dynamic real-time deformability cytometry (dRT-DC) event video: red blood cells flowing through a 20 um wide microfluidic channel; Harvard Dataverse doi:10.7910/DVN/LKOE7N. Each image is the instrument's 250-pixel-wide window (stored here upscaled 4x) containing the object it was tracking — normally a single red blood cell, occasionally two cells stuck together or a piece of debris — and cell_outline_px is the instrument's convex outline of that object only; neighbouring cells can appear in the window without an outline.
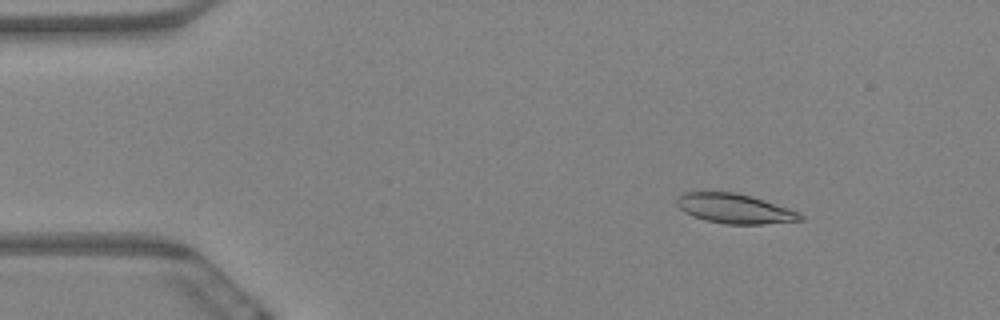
{"species": "Egyptian fruit bat (a non-hibernating species)", "species_latin": "Rousettus aegyptiacus", "temperature_condition": "warm", "stored_images_in_passage": 7, "camera_frame_rate_fps": 3000, "um_per_image_px": 0.085, "animal": {"sex": "female"}, "frame": {"image": 1, "passage_image": 3, "time_ms": 0.667, "image_size_px": [1000, 320], "cell_outline_px": [[804, 220], [764, 224], [724, 224], [704, 220], [692, 216], [684, 212], [676, 204], [676, 200], [684, 192], [736, 192], [764, 200], [788, 208], [804, 216]], "centroid_in_image_um": [62.43, 17.74], "position_along_channel_um": 22.6, "area_um2": 21.27}}
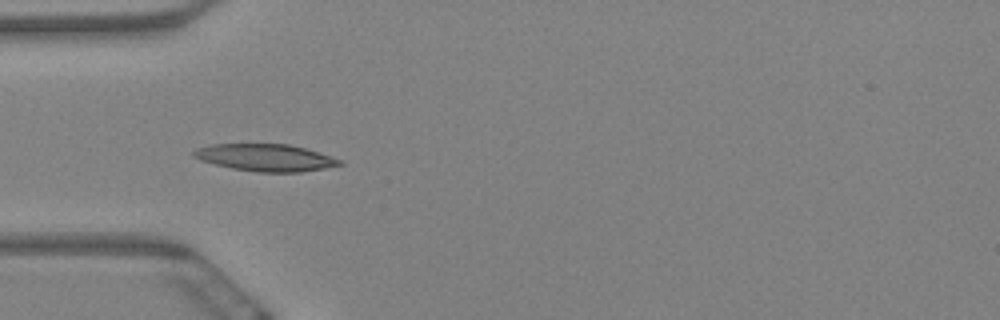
{"frame": {"image": 2, "passage_image": 6, "time_ms": 1.667, "image_size_px": [1000, 320], "cell_outline_px": [[344, 164], [324, 168], [300, 172], [256, 172], [232, 168], [200, 160], [192, 156], [192, 152], [196, 148], [212, 144], [288, 144], [304, 148], [332, 156], [344, 160]], "centroid_in_image_um": [22.58, 13.39], "position_along_channel_um": 62.4, "area_um2": 23.06}}
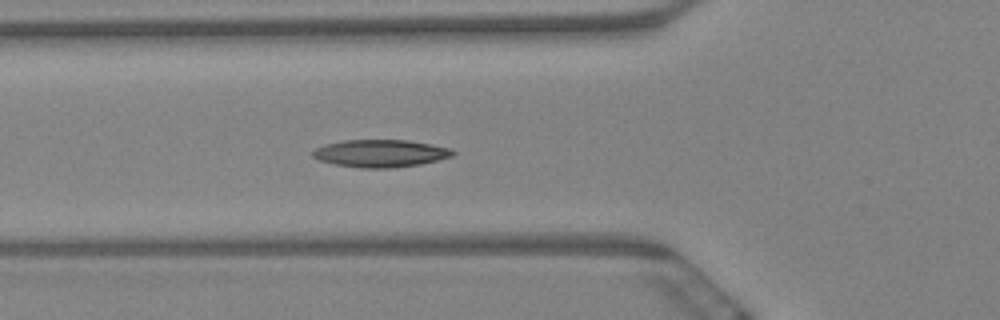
{"frame": {"image": 3, "passage_image": 7, "time_ms": 2.0, "image_size_px": [1000, 320], "cell_outline_px": [[456, 152], [452, 156], [420, 164], [392, 168], [360, 168], [336, 164], [320, 160], [312, 156], [312, 152], [316, 148], [324, 144], [344, 140], [408, 140], [432, 144], [452, 148]], "centroid_in_image_um": [32.36, 13.03], "position_along_channel_um": 93.4, "area_um2": 22.43}}